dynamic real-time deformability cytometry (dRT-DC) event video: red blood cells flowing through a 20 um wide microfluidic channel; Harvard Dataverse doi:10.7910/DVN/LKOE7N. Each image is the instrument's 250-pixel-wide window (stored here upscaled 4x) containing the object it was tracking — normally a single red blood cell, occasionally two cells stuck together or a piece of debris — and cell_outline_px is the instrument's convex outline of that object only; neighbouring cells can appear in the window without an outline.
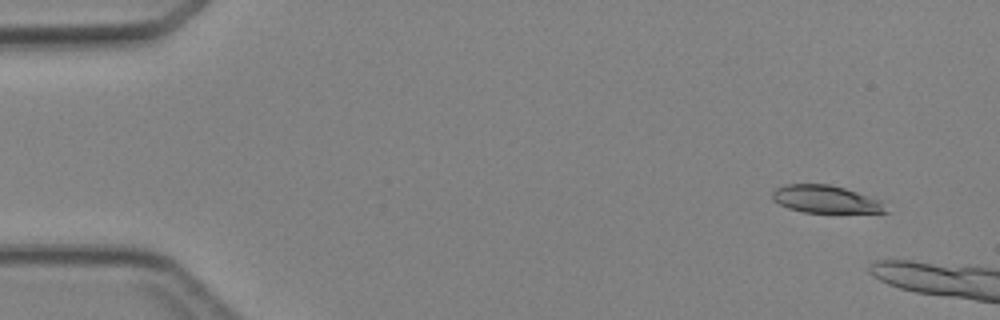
{"species": "Egyptian fruit bat (a non-hibernating species)", "species_latin": "Rousettus aegyptiacus", "temperature_condition": "cold", "stored_images_in_passage": 3, "camera_frame_rate_fps": 3000, "um_per_image_px": 0.085, "animal": {"sex": "female"}, "frame": {"image": 1, "passage_image": 1, "time_ms": 0.0, "image_size_px": [1000, 320], "cell_outline_px": [[888, 212], [804, 212], [788, 208], [772, 200], [772, 192], [776, 188], [788, 184], [828, 184], [844, 188], [880, 200]], "centroid_in_image_um": [70.12, 16.93], "position_along_channel_um": 14.9, "area_um2": 17.86}}